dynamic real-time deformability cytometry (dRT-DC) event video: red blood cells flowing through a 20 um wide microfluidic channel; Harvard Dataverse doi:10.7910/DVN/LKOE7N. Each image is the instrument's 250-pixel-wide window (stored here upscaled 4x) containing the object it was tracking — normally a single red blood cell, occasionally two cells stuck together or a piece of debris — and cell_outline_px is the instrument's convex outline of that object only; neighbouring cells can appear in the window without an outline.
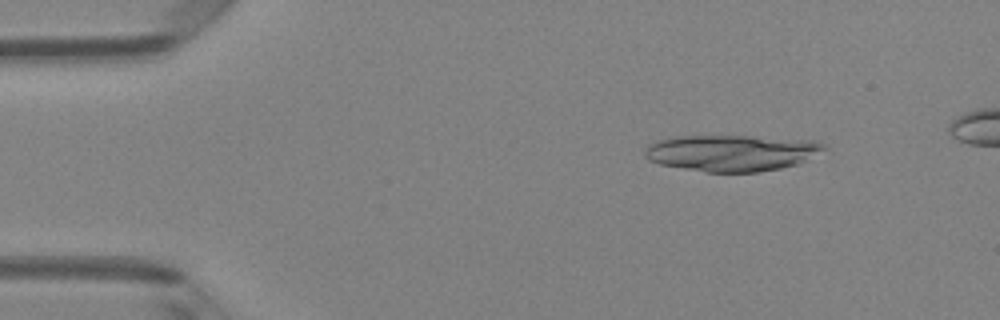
{"species": "Egyptian fruit bat (a non-hibernating species)", "species_latin": "Rousettus aegyptiacus", "temperature_condition": "room temperature", "stored_images_in_passage": 6, "segment_of_instrument_passage": [1, 2], "camera_frame_rate_fps": 3000, "um_per_image_px": 0.085, "animal": {"sex": "female"}, "frame": {"image": 1, "passage_image": 2, "time_ms": 0.333, "image_size_px": [1000, 320], "cell_outline_px": [[828, 148], [796, 164], [780, 168], [760, 172], [704, 172], [660, 164], [648, 160], [644, 156], [644, 152], [648, 144], [656, 140], [676, 136], [752, 136], [812, 140], [824, 144]], "centroid_in_image_um": [62.14, 12.99], "position_along_channel_um": 22.9, "area_um2": 37.97}}